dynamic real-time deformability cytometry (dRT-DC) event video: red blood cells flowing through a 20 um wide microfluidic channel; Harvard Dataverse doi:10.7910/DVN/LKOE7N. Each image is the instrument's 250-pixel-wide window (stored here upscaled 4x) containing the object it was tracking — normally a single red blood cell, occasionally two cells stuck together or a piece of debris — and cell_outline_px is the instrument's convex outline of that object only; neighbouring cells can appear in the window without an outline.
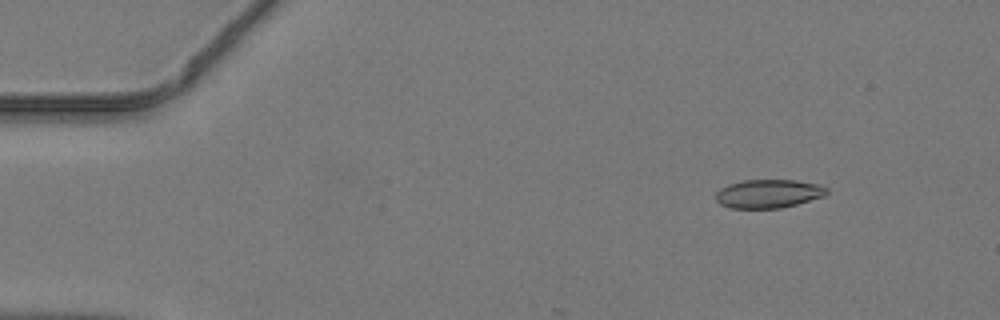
{"species": "common noctule bat (a hibernating species)", "species_latin": "Nyctalus noctula", "temperature_condition": "warm", "stored_images_in_passage": 6, "camera_frame_rate_fps": 3000, "um_per_image_px": 0.085, "animal": {"sex": "male", "body_mass_g": 19.2, "forearm_length_mm": 51.8}, "frame": {"image": 1, "passage_image": 4, "time_ms": 1.0, "image_size_px": [1000, 320], "cell_outline_px": [[828, 192], [824, 196], [796, 204], [780, 208], [732, 208], [720, 204], [716, 200], [716, 192], [720, 188], [728, 184], [744, 180], [796, 180], [820, 184], [828, 188]], "centroid_in_image_um": [65.32, 16.45], "position_along_channel_um": 19.7, "area_um2": 18.5}}